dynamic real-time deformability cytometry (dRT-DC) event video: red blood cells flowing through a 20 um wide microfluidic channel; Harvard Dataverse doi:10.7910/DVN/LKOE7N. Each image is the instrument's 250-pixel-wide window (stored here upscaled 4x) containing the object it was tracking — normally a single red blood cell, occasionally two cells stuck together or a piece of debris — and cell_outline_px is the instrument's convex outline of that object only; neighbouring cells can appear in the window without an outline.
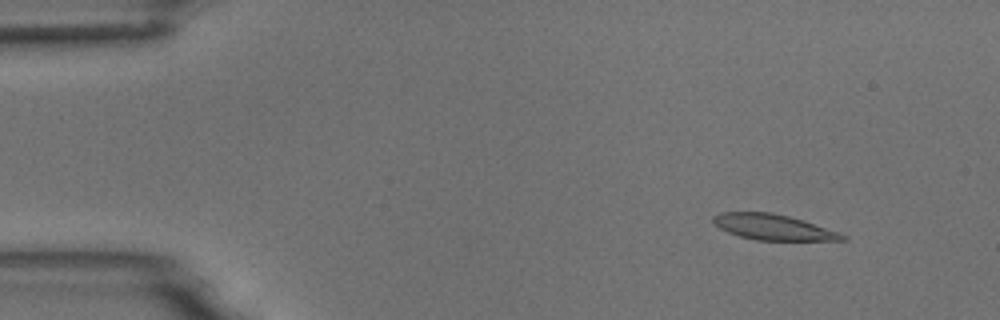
{"species": "common noctule bat (a hibernating species)", "species_latin": "Nyctalus noctula", "temperature_condition": "room temperature", "stored_images_in_passage": 50, "camera_frame_rate_fps": 3000, "um_per_image_px": 0.085, "animal": {"sex": "male", "body_mass_g": 18.8}, "frame": {"image": 1, "passage_image": 1, "time_ms": 0.0, "image_size_px": [1000, 320], "cell_outline_px": [[848, 240], [756, 240], [740, 236], [728, 232], [720, 228], [712, 220], [712, 216], [720, 212], [772, 212], [804, 220], [840, 232], [848, 236]], "centroid_in_image_um": [65.75, 19.3], "position_along_channel_um": 19.2, "area_um2": 19.31}}
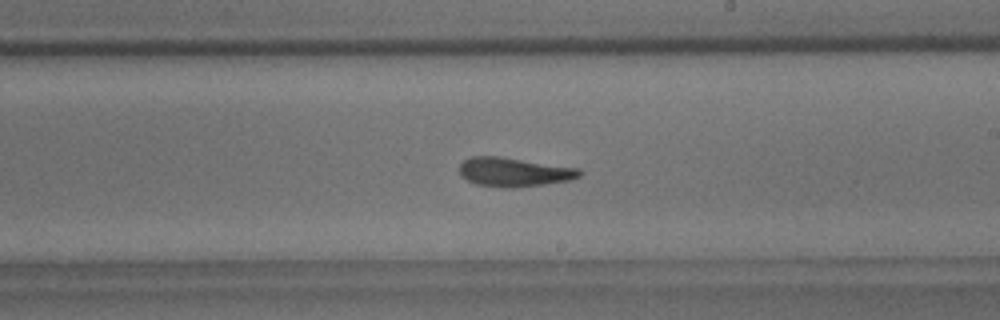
{"frame": {"image": 2, "passage_image": 27, "time_ms": 8.667, "image_size_px": [1000, 320], "cell_outline_px": [[584, 172], [580, 176], [568, 180], [544, 184], [516, 188], [504, 188], [476, 184], [460, 176], [460, 164], [464, 160], [472, 156], [500, 156], [580, 168]], "centroid_in_image_um": [43.7, 14.62], "position_along_channel_um": 245.3, "area_um2": 20.46}}
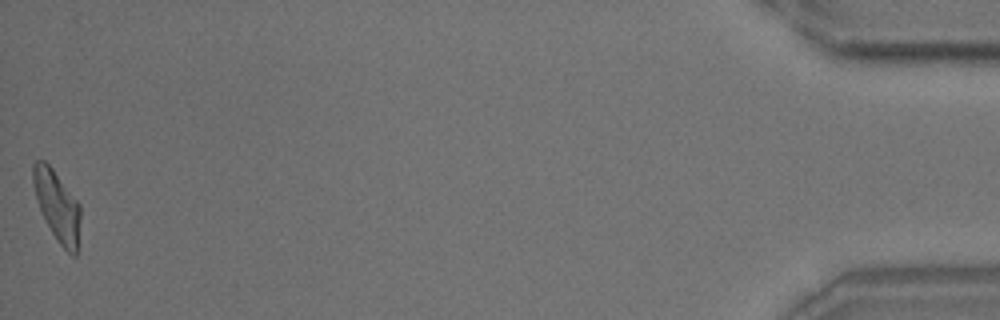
{"frame": {"image": 3, "passage_image": 50, "time_ms": 16.333, "image_size_px": [1000, 320], "cell_outline_px": [[80, 220], [76, 256], [72, 256], [60, 244], [52, 232], [36, 200], [32, 184], [32, 164], [36, 160], [44, 160], [52, 168], [80, 204]], "centroid_in_image_um": [4.84, 17.46], "position_along_channel_um": 430.4, "area_um2": 19.19}, "authors_computed_cell_mechanics": {"area_um2": 19.7965, "velocity_mm_per_s": 3.665, "shape_relaxation_time_tau1_ms": 6.9862, "shape_relaxation_time_tau2_ms": 3.8175, "deformation_change_tau1": 0.2094, "deformation_change_tau2": 0.1339}}